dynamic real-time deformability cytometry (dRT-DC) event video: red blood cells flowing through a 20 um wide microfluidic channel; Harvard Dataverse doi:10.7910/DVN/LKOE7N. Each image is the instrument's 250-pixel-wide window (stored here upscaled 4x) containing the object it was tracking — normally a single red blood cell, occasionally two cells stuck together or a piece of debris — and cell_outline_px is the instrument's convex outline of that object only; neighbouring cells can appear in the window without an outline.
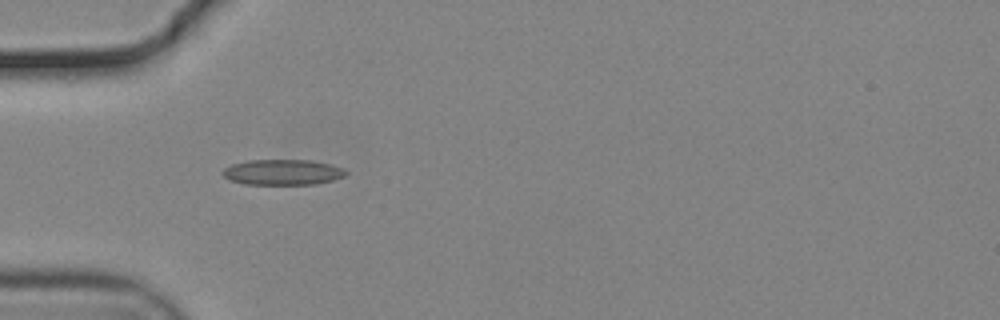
{"species": "common noctule bat (a hibernating species)", "species_latin": "Nyctalus noctula", "temperature_condition": "cold", "stored_images_in_passage": 7, "camera_frame_rate_fps": 3000, "um_per_image_px": 0.085, "animal": {"sex": "male", "body_mass_g": 19.2, "forearm_length_mm": 51.8}, "frame": {"image": 1, "passage_image": 1, "time_ms": 0.0, "image_size_px": [1000, 320], "cell_outline_px": [[348, 172], [344, 176], [332, 180], [316, 184], [244, 184], [228, 180], [220, 172], [224, 168], [232, 164], [248, 160], [312, 160], [344, 168]], "centroid_in_image_um": [23.99, 14.63], "position_along_channel_um": 61.0, "area_um2": 18.38}}
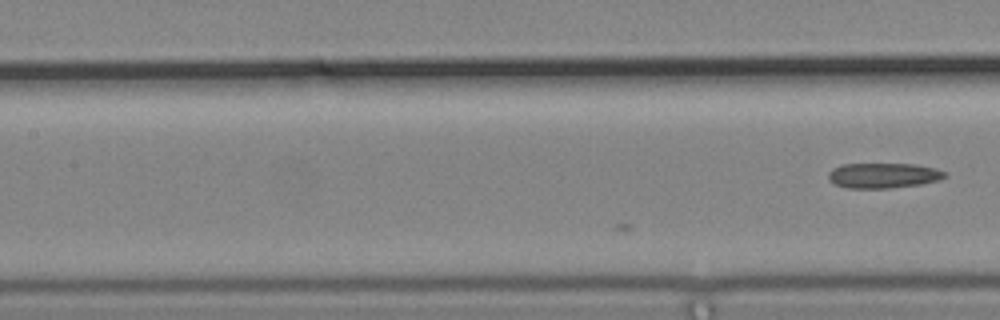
{"frame": {"image": 2, "passage_image": 7, "time_ms": 2.0, "image_size_px": [1000, 320], "cell_outline_px": [[948, 176], [940, 180], [920, 184], [892, 188], [848, 188], [836, 184], [828, 180], [828, 172], [832, 168], [840, 164], [916, 164], [936, 168], [948, 172]], "centroid_in_image_um": [75.11, 14.91], "position_along_channel_um": 132.3, "area_um2": 17.34}}